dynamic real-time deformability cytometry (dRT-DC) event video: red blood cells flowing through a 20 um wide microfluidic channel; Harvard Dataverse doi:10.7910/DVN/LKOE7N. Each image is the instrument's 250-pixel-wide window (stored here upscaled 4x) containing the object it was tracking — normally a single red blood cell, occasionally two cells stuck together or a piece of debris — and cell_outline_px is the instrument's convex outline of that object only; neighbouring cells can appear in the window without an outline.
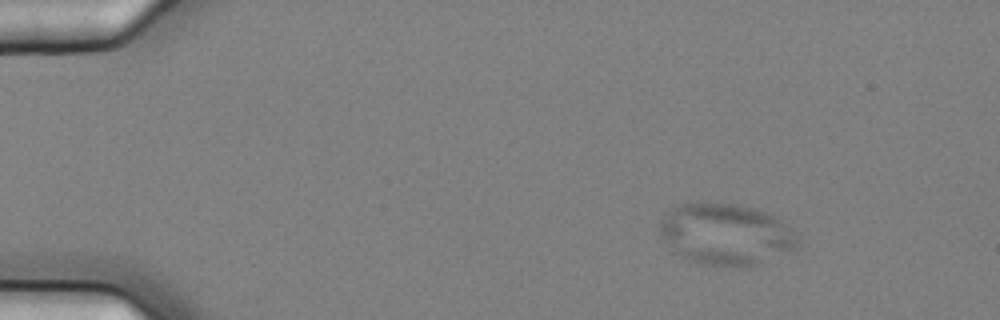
{"species": "common noctule bat (a hibernating species)", "species_latin": "Nyctalus noctula", "temperature_condition": "cold", "stored_images_in_passage": 5, "camera_frame_rate_fps": 3000, "um_per_image_px": 0.085, "animal": {"sex": "female", "body_mass_g": 25.1}, "frame": {"image": 1, "passage_image": 1, "time_ms": 0.0, "image_size_px": [1000, 320], "cell_outline_px": [[800, 244], [796, 248], [748, 268], [732, 268], [700, 264], [684, 256], [664, 240], [660, 236], [660, 220], [676, 204], [736, 204], [752, 208], [776, 216], [788, 224], [796, 232], [800, 240]], "centroid_in_image_um": [61.77, 19.94], "position_along_channel_um": 23.2, "area_um2": 49.25}}